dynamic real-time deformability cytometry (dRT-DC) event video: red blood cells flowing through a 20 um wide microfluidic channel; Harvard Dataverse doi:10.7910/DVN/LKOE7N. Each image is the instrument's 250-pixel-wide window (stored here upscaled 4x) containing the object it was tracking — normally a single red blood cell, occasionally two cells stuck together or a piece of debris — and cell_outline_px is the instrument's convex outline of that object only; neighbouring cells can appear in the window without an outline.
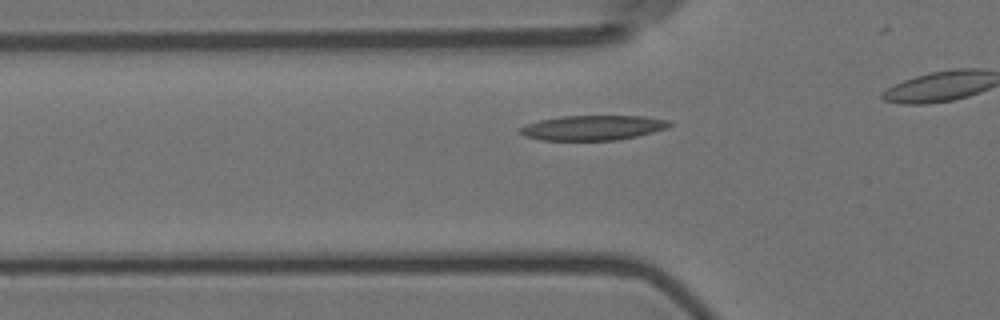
{"species": "Egyptian fruit bat (a non-hibernating species)", "species_latin": "Rousettus aegyptiacus", "temperature_condition": "room temperature", "stored_images_in_passage": 33, "camera_frame_rate_fps": 3000, "um_per_image_px": 0.085, "animal": {"sex": "female"}, "frame": {"image": 1, "passage_image": 7, "time_ms": 2.0, "image_size_px": [1000, 320], "cell_outline_px": [[672, 124], [668, 128], [620, 140], [540, 140], [524, 136], [516, 132], [516, 128], [540, 120], [560, 116], [640, 116], [668, 120]], "centroid_in_image_um": [50.33, 10.86], "position_along_channel_um": 75.5, "area_um2": 21.73}}
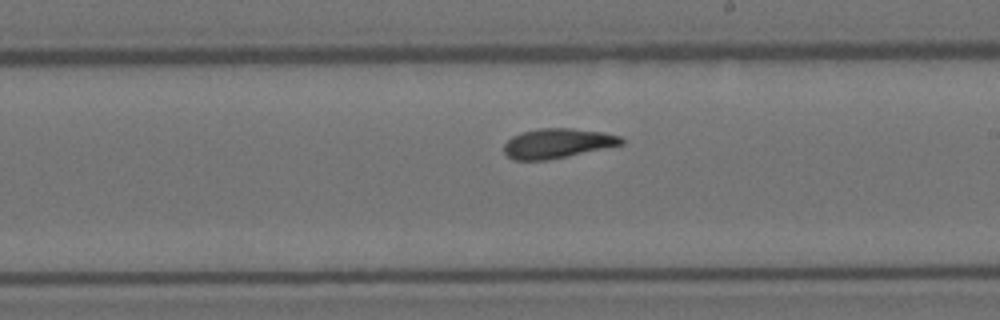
{"frame": {"image": 2, "passage_image": 21, "time_ms": 6.667, "image_size_px": [1000, 320], "cell_outline_px": [[624, 144], [544, 160], [516, 160], [508, 156], [504, 152], [504, 144], [512, 136], [520, 132], [540, 128], [572, 128], [604, 132], [620, 136], [624, 140]], "centroid_in_image_um": [47.37, 12.16], "position_along_channel_um": 241.6, "area_um2": 20.06}}
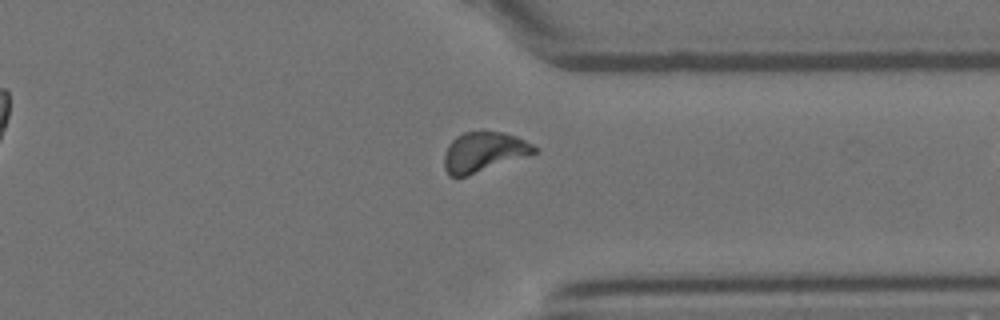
{"frame": {"image": 3, "passage_image": 32, "time_ms": 10.333, "image_size_px": [1000, 320], "cell_outline_px": [[540, 148], [536, 152], [468, 176], [448, 176], [444, 168], [444, 156], [448, 144], [456, 136], [464, 132], [504, 132], [516, 136]], "centroid_in_image_um": [41.09, 12.92], "position_along_channel_um": 370.3, "area_um2": 20.75}}